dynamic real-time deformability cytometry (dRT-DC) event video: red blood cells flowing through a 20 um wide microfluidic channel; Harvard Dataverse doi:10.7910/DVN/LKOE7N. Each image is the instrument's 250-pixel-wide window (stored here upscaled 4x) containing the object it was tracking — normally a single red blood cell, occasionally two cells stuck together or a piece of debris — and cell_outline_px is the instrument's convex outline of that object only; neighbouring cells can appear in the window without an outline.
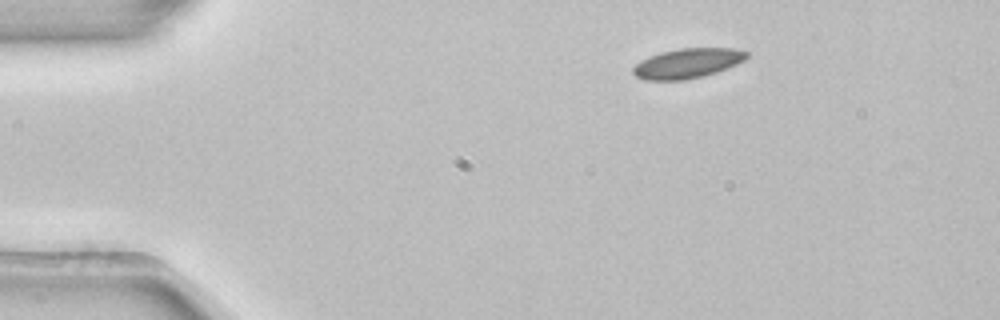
{"species": "common noctule bat (a hibernating species)", "species_latin": "Nyctalus noctula", "temperature_condition": "room temperature", "stored_images_in_passage": 3, "camera_frame_rate_fps": 3000, "um_per_image_px": 0.085, "animal": {"sex": "female", "body_mass_g": 22.7, "forearm_length_mm": 54.2}, "frame": {"image": 1, "passage_image": 1, "time_ms": 0.0, "image_size_px": [1000, 320], "cell_outline_px": [[748, 56], [744, 60], [736, 64], [716, 72], [684, 80], [644, 80], [636, 76], [632, 72], [632, 68], [640, 60], [648, 56], [660, 52], [680, 48], [736, 48], [748, 52]], "centroid_in_image_um": [58.4, 5.37], "position_along_channel_um": 26.6, "area_um2": 19.71}}